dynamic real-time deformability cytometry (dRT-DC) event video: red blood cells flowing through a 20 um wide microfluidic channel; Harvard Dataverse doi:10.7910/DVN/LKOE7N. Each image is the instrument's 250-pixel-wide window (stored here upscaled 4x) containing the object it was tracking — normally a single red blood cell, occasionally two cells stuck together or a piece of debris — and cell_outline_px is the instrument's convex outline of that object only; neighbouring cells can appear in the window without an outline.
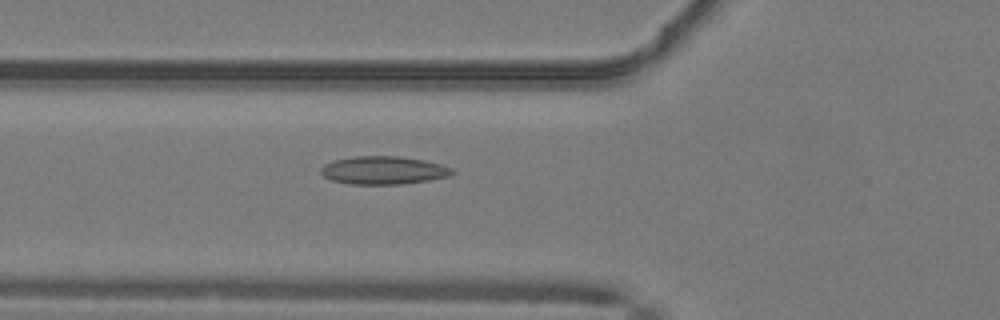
{"species": "common noctule bat (a hibernating species)", "species_latin": "Nyctalus noctula", "temperature_condition": "warm", "stored_images_in_passage": 51, "camera_frame_rate_fps": 3000, "um_per_image_px": 0.085, "animal": {"sex": "male", "body_mass_g": 19.2, "forearm_length_mm": 51.8}, "frame": {"image": 1, "passage_image": 19, "time_ms": 6.0, "image_size_px": [1000, 320], "cell_outline_px": [[456, 172], [448, 176], [428, 180], [404, 184], [348, 184], [332, 180], [324, 176], [320, 172], [320, 168], [324, 164], [332, 160], [352, 156], [400, 156], [424, 160], [440, 164], [452, 168]], "centroid_in_image_um": [32.57, 14.47], "position_along_channel_um": 93.2, "area_um2": 21.62}}
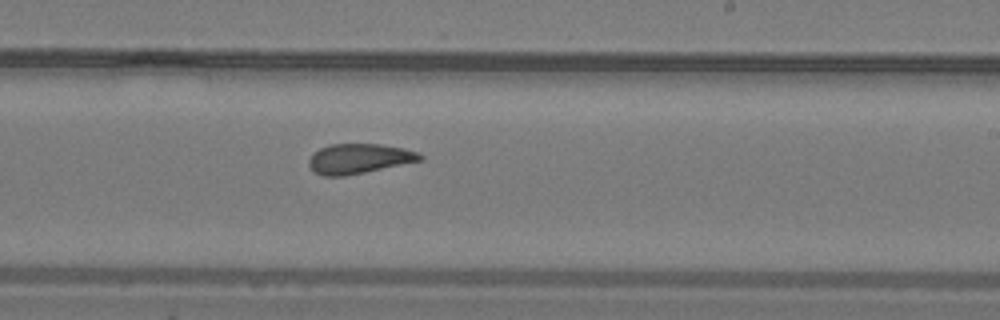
{"frame": {"image": 2, "passage_image": 31, "time_ms": 10.0, "image_size_px": [1000, 320], "cell_outline_px": [[424, 160], [344, 176], [324, 176], [316, 172], [308, 164], [308, 160], [312, 152], [328, 144], [380, 144], [404, 148], [416, 152], [424, 156]], "centroid_in_image_um": [30.51, 13.47], "position_along_channel_um": 258.5, "area_um2": 19.36}}
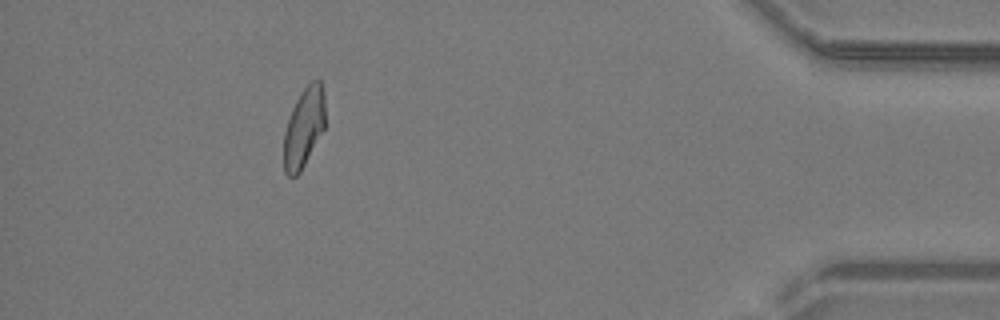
{"frame": {"image": 3, "passage_image": 46, "time_ms": 15.0, "image_size_px": [1000, 320], "cell_outline_px": [[324, 128], [300, 172], [296, 176], [288, 176], [284, 172], [284, 132], [292, 108], [300, 92], [312, 80], [320, 80], [324, 92]], "centroid_in_image_um": [25.82, 10.83], "position_along_channel_um": 409.4, "area_um2": 18.96}, "authors_computed_cell_mechanics": {"area_um2": 20.4612, "velocity_mm_per_s": 4.1313, "shape_relaxation_time_tau1_ms": null, "shape_relaxation_time_tau2_ms": 2.4167, "deformation_change_tau1": null, "deformation_change_tau2": 0.0888}}